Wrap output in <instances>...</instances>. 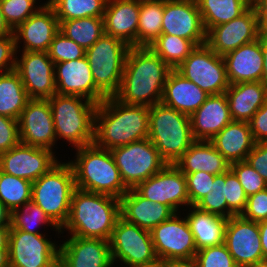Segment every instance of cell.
Listing matches in <instances>:
<instances>
[{"mask_svg": "<svg viewBox=\"0 0 267 267\" xmlns=\"http://www.w3.org/2000/svg\"><path fill=\"white\" fill-rule=\"evenodd\" d=\"M171 70L148 46H131L114 97L126 104L153 106L161 102Z\"/></svg>", "mask_w": 267, "mask_h": 267, "instance_id": "cell-1", "label": "cell"}, {"mask_svg": "<svg viewBox=\"0 0 267 267\" xmlns=\"http://www.w3.org/2000/svg\"><path fill=\"white\" fill-rule=\"evenodd\" d=\"M149 106L126 104L106 97L95 112L94 144L111 150L148 138Z\"/></svg>", "mask_w": 267, "mask_h": 267, "instance_id": "cell-2", "label": "cell"}, {"mask_svg": "<svg viewBox=\"0 0 267 267\" xmlns=\"http://www.w3.org/2000/svg\"><path fill=\"white\" fill-rule=\"evenodd\" d=\"M120 217V199L76 188L71 198L68 220L60 235L68 231V236L109 241Z\"/></svg>", "mask_w": 267, "mask_h": 267, "instance_id": "cell-3", "label": "cell"}, {"mask_svg": "<svg viewBox=\"0 0 267 267\" xmlns=\"http://www.w3.org/2000/svg\"><path fill=\"white\" fill-rule=\"evenodd\" d=\"M74 151L75 156L68 162L74 171L76 188L118 199L129 190L121 179L110 150L92 143Z\"/></svg>", "mask_w": 267, "mask_h": 267, "instance_id": "cell-4", "label": "cell"}, {"mask_svg": "<svg viewBox=\"0 0 267 267\" xmlns=\"http://www.w3.org/2000/svg\"><path fill=\"white\" fill-rule=\"evenodd\" d=\"M56 133L59 140L69 144L72 150L94 142L95 112L97 105L76 95L56 93L48 98Z\"/></svg>", "mask_w": 267, "mask_h": 267, "instance_id": "cell-5", "label": "cell"}, {"mask_svg": "<svg viewBox=\"0 0 267 267\" xmlns=\"http://www.w3.org/2000/svg\"><path fill=\"white\" fill-rule=\"evenodd\" d=\"M149 140L167 164L176 163L195 142L190 116L162 102L149 107Z\"/></svg>", "mask_w": 267, "mask_h": 267, "instance_id": "cell-6", "label": "cell"}, {"mask_svg": "<svg viewBox=\"0 0 267 267\" xmlns=\"http://www.w3.org/2000/svg\"><path fill=\"white\" fill-rule=\"evenodd\" d=\"M60 160L47 173L32 182L31 201L61 230L68 220L76 185L71 164L67 160L63 162L62 158Z\"/></svg>", "mask_w": 267, "mask_h": 267, "instance_id": "cell-7", "label": "cell"}, {"mask_svg": "<svg viewBox=\"0 0 267 267\" xmlns=\"http://www.w3.org/2000/svg\"><path fill=\"white\" fill-rule=\"evenodd\" d=\"M129 49L123 40L106 33L86 49L94 83L106 97L114 96L119 90Z\"/></svg>", "mask_w": 267, "mask_h": 267, "instance_id": "cell-8", "label": "cell"}, {"mask_svg": "<svg viewBox=\"0 0 267 267\" xmlns=\"http://www.w3.org/2000/svg\"><path fill=\"white\" fill-rule=\"evenodd\" d=\"M114 266L149 267L159 263L151 232L119 218L109 239Z\"/></svg>", "mask_w": 267, "mask_h": 267, "instance_id": "cell-9", "label": "cell"}, {"mask_svg": "<svg viewBox=\"0 0 267 267\" xmlns=\"http://www.w3.org/2000/svg\"><path fill=\"white\" fill-rule=\"evenodd\" d=\"M110 151L128 189L135 188L167 165L149 138L115 147Z\"/></svg>", "mask_w": 267, "mask_h": 267, "instance_id": "cell-10", "label": "cell"}, {"mask_svg": "<svg viewBox=\"0 0 267 267\" xmlns=\"http://www.w3.org/2000/svg\"><path fill=\"white\" fill-rule=\"evenodd\" d=\"M176 212L151 232L155 253L161 263L193 262L197 248L185 215Z\"/></svg>", "mask_w": 267, "mask_h": 267, "instance_id": "cell-11", "label": "cell"}, {"mask_svg": "<svg viewBox=\"0 0 267 267\" xmlns=\"http://www.w3.org/2000/svg\"><path fill=\"white\" fill-rule=\"evenodd\" d=\"M175 70L209 95L223 94L229 87L223 56L207 44L197 46Z\"/></svg>", "mask_w": 267, "mask_h": 267, "instance_id": "cell-12", "label": "cell"}, {"mask_svg": "<svg viewBox=\"0 0 267 267\" xmlns=\"http://www.w3.org/2000/svg\"><path fill=\"white\" fill-rule=\"evenodd\" d=\"M51 235L10 230V267H58L59 240Z\"/></svg>", "mask_w": 267, "mask_h": 267, "instance_id": "cell-13", "label": "cell"}, {"mask_svg": "<svg viewBox=\"0 0 267 267\" xmlns=\"http://www.w3.org/2000/svg\"><path fill=\"white\" fill-rule=\"evenodd\" d=\"M134 189L144 198L168 205L175 212H183L190 206L186 176L174 164H167Z\"/></svg>", "mask_w": 267, "mask_h": 267, "instance_id": "cell-14", "label": "cell"}, {"mask_svg": "<svg viewBox=\"0 0 267 267\" xmlns=\"http://www.w3.org/2000/svg\"><path fill=\"white\" fill-rule=\"evenodd\" d=\"M224 244L238 267H259L263 263L258 222L246 220L241 215L230 217Z\"/></svg>", "mask_w": 267, "mask_h": 267, "instance_id": "cell-15", "label": "cell"}, {"mask_svg": "<svg viewBox=\"0 0 267 267\" xmlns=\"http://www.w3.org/2000/svg\"><path fill=\"white\" fill-rule=\"evenodd\" d=\"M20 54V55H18ZM15 70L30 99H48L56 92L55 64L47 52H17Z\"/></svg>", "mask_w": 267, "mask_h": 267, "instance_id": "cell-16", "label": "cell"}, {"mask_svg": "<svg viewBox=\"0 0 267 267\" xmlns=\"http://www.w3.org/2000/svg\"><path fill=\"white\" fill-rule=\"evenodd\" d=\"M56 155L50 149L20 142L0 154V171L34 182L59 162Z\"/></svg>", "mask_w": 267, "mask_h": 267, "instance_id": "cell-17", "label": "cell"}, {"mask_svg": "<svg viewBox=\"0 0 267 267\" xmlns=\"http://www.w3.org/2000/svg\"><path fill=\"white\" fill-rule=\"evenodd\" d=\"M18 126L21 143L56 153V133L48 99H30L21 112Z\"/></svg>", "mask_w": 267, "mask_h": 267, "instance_id": "cell-18", "label": "cell"}, {"mask_svg": "<svg viewBox=\"0 0 267 267\" xmlns=\"http://www.w3.org/2000/svg\"><path fill=\"white\" fill-rule=\"evenodd\" d=\"M161 34L174 35L206 44V31L196 0H164Z\"/></svg>", "mask_w": 267, "mask_h": 267, "instance_id": "cell-19", "label": "cell"}, {"mask_svg": "<svg viewBox=\"0 0 267 267\" xmlns=\"http://www.w3.org/2000/svg\"><path fill=\"white\" fill-rule=\"evenodd\" d=\"M261 36L255 8L251 5L243 14L233 20L212 27L206 33V44L218 55L253 42Z\"/></svg>", "mask_w": 267, "mask_h": 267, "instance_id": "cell-20", "label": "cell"}, {"mask_svg": "<svg viewBox=\"0 0 267 267\" xmlns=\"http://www.w3.org/2000/svg\"><path fill=\"white\" fill-rule=\"evenodd\" d=\"M59 243L58 267H114L109 241L99 238L64 237Z\"/></svg>", "mask_w": 267, "mask_h": 267, "instance_id": "cell-21", "label": "cell"}, {"mask_svg": "<svg viewBox=\"0 0 267 267\" xmlns=\"http://www.w3.org/2000/svg\"><path fill=\"white\" fill-rule=\"evenodd\" d=\"M55 83L56 92L61 95L81 96L96 104L106 98L94 83L86 56L55 63Z\"/></svg>", "mask_w": 267, "mask_h": 267, "instance_id": "cell-22", "label": "cell"}, {"mask_svg": "<svg viewBox=\"0 0 267 267\" xmlns=\"http://www.w3.org/2000/svg\"><path fill=\"white\" fill-rule=\"evenodd\" d=\"M58 31L59 21L54 9L52 7H41L13 30L16 51L47 52ZM21 44L23 45L22 48H20Z\"/></svg>", "mask_w": 267, "mask_h": 267, "instance_id": "cell-23", "label": "cell"}, {"mask_svg": "<svg viewBox=\"0 0 267 267\" xmlns=\"http://www.w3.org/2000/svg\"><path fill=\"white\" fill-rule=\"evenodd\" d=\"M232 121L227 95H210L190 115L193 138L195 141H210Z\"/></svg>", "mask_w": 267, "mask_h": 267, "instance_id": "cell-24", "label": "cell"}, {"mask_svg": "<svg viewBox=\"0 0 267 267\" xmlns=\"http://www.w3.org/2000/svg\"><path fill=\"white\" fill-rule=\"evenodd\" d=\"M176 212L168 205L152 202L141 196L134 188L120 198V215L125 221L151 231Z\"/></svg>", "mask_w": 267, "mask_h": 267, "instance_id": "cell-25", "label": "cell"}, {"mask_svg": "<svg viewBox=\"0 0 267 267\" xmlns=\"http://www.w3.org/2000/svg\"><path fill=\"white\" fill-rule=\"evenodd\" d=\"M140 0H107L103 23L105 33L130 47L137 46Z\"/></svg>", "mask_w": 267, "mask_h": 267, "instance_id": "cell-26", "label": "cell"}, {"mask_svg": "<svg viewBox=\"0 0 267 267\" xmlns=\"http://www.w3.org/2000/svg\"><path fill=\"white\" fill-rule=\"evenodd\" d=\"M229 84L260 81L264 66L261 36L223 56Z\"/></svg>", "mask_w": 267, "mask_h": 267, "instance_id": "cell-27", "label": "cell"}, {"mask_svg": "<svg viewBox=\"0 0 267 267\" xmlns=\"http://www.w3.org/2000/svg\"><path fill=\"white\" fill-rule=\"evenodd\" d=\"M209 96L192 81L172 69L167 76L161 102L190 116Z\"/></svg>", "mask_w": 267, "mask_h": 267, "instance_id": "cell-28", "label": "cell"}, {"mask_svg": "<svg viewBox=\"0 0 267 267\" xmlns=\"http://www.w3.org/2000/svg\"><path fill=\"white\" fill-rule=\"evenodd\" d=\"M225 94L233 121L249 122L267 101V90L260 81L229 84Z\"/></svg>", "mask_w": 267, "mask_h": 267, "instance_id": "cell-29", "label": "cell"}, {"mask_svg": "<svg viewBox=\"0 0 267 267\" xmlns=\"http://www.w3.org/2000/svg\"><path fill=\"white\" fill-rule=\"evenodd\" d=\"M210 142L230 164L246 161L256 144L249 123L240 121L229 123Z\"/></svg>", "mask_w": 267, "mask_h": 267, "instance_id": "cell-30", "label": "cell"}, {"mask_svg": "<svg viewBox=\"0 0 267 267\" xmlns=\"http://www.w3.org/2000/svg\"><path fill=\"white\" fill-rule=\"evenodd\" d=\"M174 165L185 175L198 171L220 175L230 169V163L210 141H195Z\"/></svg>", "mask_w": 267, "mask_h": 267, "instance_id": "cell-31", "label": "cell"}, {"mask_svg": "<svg viewBox=\"0 0 267 267\" xmlns=\"http://www.w3.org/2000/svg\"><path fill=\"white\" fill-rule=\"evenodd\" d=\"M187 209L182 215L188 211L184 215L193 233L197 251L224 243L227 218L202 211L196 206H189Z\"/></svg>", "mask_w": 267, "mask_h": 267, "instance_id": "cell-32", "label": "cell"}, {"mask_svg": "<svg viewBox=\"0 0 267 267\" xmlns=\"http://www.w3.org/2000/svg\"><path fill=\"white\" fill-rule=\"evenodd\" d=\"M29 100L20 75L15 69L0 74V115L18 120Z\"/></svg>", "mask_w": 267, "mask_h": 267, "instance_id": "cell-33", "label": "cell"}, {"mask_svg": "<svg viewBox=\"0 0 267 267\" xmlns=\"http://www.w3.org/2000/svg\"><path fill=\"white\" fill-rule=\"evenodd\" d=\"M206 33L217 25L227 23L243 14L252 0H196Z\"/></svg>", "mask_w": 267, "mask_h": 267, "instance_id": "cell-34", "label": "cell"}, {"mask_svg": "<svg viewBox=\"0 0 267 267\" xmlns=\"http://www.w3.org/2000/svg\"><path fill=\"white\" fill-rule=\"evenodd\" d=\"M164 0H140L137 46H149L161 35Z\"/></svg>", "mask_w": 267, "mask_h": 267, "instance_id": "cell-35", "label": "cell"}, {"mask_svg": "<svg viewBox=\"0 0 267 267\" xmlns=\"http://www.w3.org/2000/svg\"><path fill=\"white\" fill-rule=\"evenodd\" d=\"M59 31L86 50L105 33L103 17L59 21Z\"/></svg>", "mask_w": 267, "mask_h": 267, "instance_id": "cell-36", "label": "cell"}, {"mask_svg": "<svg viewBox=\"0 0 267 267\" xmlns=\"http://www.w3.org/2000/svg\"><path fill=\"white\" fill-rule=\"evenodd\" d=\"M10 225V230H21L33 234H48L46 233L48 231L47 227H51V231L54 229L53 231L58 234L57 238H61L59 237V234L61 233L60 229L33 201H29L24 207L17 208L11 212ZM40 227L43 228L44 231L46 228L47 231H45L44 233L43 231H41L42 229Z\"/></svg>", "mask_w": 267, "mask_h": 267, "instance_id": "cell-37", "label": "cell"}, {"mask_svg": "<svg viewBox=\"0 0 267 267\" xmlns=\"http://www.w3.org/2000/svg\"><path fill=\"white\" fill-rule=\"evenodd\" d=\"M148 47L171 69H176L197 46L182 37L161 34Z\"/></svg>", "mask_w": 267, "mask_h": 267, "instance_id": "cell-38", "label": "cell"}, {"mask_svg": "<svg viewBox=\"0 0 267 267\" xmlns=\"http://www.w3.org/2000/svg\"><path fill=\"white\" fill-rule=\"evenodd\" d=\"M32 200V182L0 171V202L10 211Z\"/></svg>", "mask_w": 267, "mask_h": 267, "instance_id": "cell-39", "label": "cell"}, {"mask_svg": "<svg viewBox=\"0 0 267 267\" xmlns=\"http://www.w3.org/2000/svg\"><path fill=\"white\" fill-rule=\"evenodd\" d=\"M107 0H54L58 21L84 17H103Z\"/></svg>", "mask_w": 267, "mask_h": 267, "instance_id": "cell-40", "label": "cell"}, {"mask_svg": "<svg viewBox=\"0 0 267 267\" xmlns=\"http://www.w3.org/2000/svg\"><path fill=\"white\" fill-rule=\"evenodd\" d=\"M0 5L2 15L12 30L42 7L35 0H2Z\"/></svg>", "mask_w": 267, "mask_h": 267, "instance_id": "cell-41", "label": "cell"}, {"mask_svg": "<svg viewBox=\"0 0 267 267\" xmlns=\"http://www.w3.org/2000/svg\"><path fill=\"white\" fill-rule=\"evenodd\" d=\"M225 173L214 176L211 191L195 206L205 212L216 214L228 219V206L224 196Z\"/></svg>", "mask_w": 267, "mask_h": 267, "instance_id": "cell-42", "label": "cell"}, {"mask_svg": "<svg viewBox=\"0 0 267 267\" xmlns=\"http://www.w3.org/2000/svg\"><path fill=\"white\" fill-rule=\"evenodd\" d=\"M47 53L55 64L81 59L85 57L86 50L58 31L54 36Z\"/></svg>", "mask_w": 267, "mask_h": 267, "instance_id": "cell-43", "label": "cell"}, {"mask_svg": "<svg viewBox=\"0 0 267 267\" xmlns=\"http://www.w3.org/2000/svg\"><path fill=\"white\" fill-rule=\"evenodd\" d=\"M224 196L228 206V219L241 215L246 208L248 197L231 169L225 173Z\"/></svg>", "mask_w": 267, "mask_h": 267, "instance_id": "cell-44", "label": "cell"}, {"mask_svg": "<svg viewBox=\"0 0 267 267\" xmlns=\"http://www.w3.org/2000/svg\"><path fill=\"white\" fill-rule=\"evenodd\" d=\"M193 263L196 267H238L224 243L198 250Z\"/></svg>", "mask_w": 267, "mask_h": 267, "instance_id": "cell-45", "label": "cell"}, {"mask_svg": "<svg viewBox=\"0 0 267 267\" xmlns=\"http://www.w3.org/2000/svg\"><path fill=\"white\" fill-rule=\"evenodd\" d=\"M230 169L237 176L247 197L267 188V182L247 161L234 162Z\"/></svg>", "mask_w": 267, "mask_h": 267, "instance_id": "cell-46", "label": "cell"}, {"mask_svg": "<svg viewBox=\"0 0 267 267\" xmlns=\"http://www.w3.org/2000/svg\"><path fill=\"white\" fill-rule=\"evenodd\" d=\"M185 176L190 206H195L209 191H211L215 175L204 171H198L186 174Z\"/></svg>", "mask_w": 267, "mask_h": 267, "instance_id": "cell-47", "label": "cell"}, {"mask_svg": "<svg viewBox=\"0 0 267 267\" xmlns=\"http://www.w3.org/2000/svg\"><path fill=\"white\" fill-rule=\"evenodd\" d=\"M241 216L254 222L267 220V188L248 196L246 208Z\"/></svg>", "mask_w": 267, "mask_h": 267, "instance_id": "cell-48", "label": "cell"}, {"mask_svg": "<svg viewBox=\"0 0 267 267\" xmlns=\"http://www.w3.org/2000/svg\"><path fill=\"white\" fill-rule=\"evenodd\" d=\"M18 120L0 115V154L19 144Z\"/></svg>", "mask_w": 267, "mask_h": 267, "instance_id": "cell-49", "label": "cell"}, {"mask_svg": "<svg viewBox=\"0 0 267 267\" xmlns=\"http://www.w3.org/2000/svg\"><path fill=\"white\" fill-rule=\"evenodd\" d=\"M16 53L14 35L0 37V74L15 69Z\"/></svg>", "mask_w": 267, "mask_h": 267, "instance_id": "cell-50", "label": "cell"}, {"mask_svg": "<svg viewBox=\"0 0 267 267\" xmlns=\"http://www.w3.org/2000/svg\"><path fill=\"white\" fill-rule=\"evenodd\" d=\"M254 141L267 142V101L248 122Z\"/></svg>", "mask_w": 267, "mask_h": 267, "instance_id": "cell-51", "label": "cell"}, {"mask_svg": "<svg viewBox=\"0 0 267 267\" xmlns=\"http://www.w3.org/2000/svg\"><path fill=\"white\" fill-rule=\"evenodd\" d=\"M246 161L258 171L267 182V142H257Z\"/></svg>", "mask_w": 267, "mask_h": 267, "instance_id": "cell-52", "label": "cell"}, {"mask_svg": "<svg viewBox=\"0 0 267 267\" xmlns=\"http://www.w3.org/2000/svg\"><path fill=\"white\" fill-rule=\"evenodd\" d=\"M251 5L256 10L261 35L267 36V0H252Z\"/></svg>", "mask_w": 267, "mask_h": 267, "instance_id": "cell-53", "label": "cell"}, {"mask_svg": "<svg viewBox=\"0 0 267 267\" xmlns=\"http://www.w3.org/2000/svg\"><path fill=\"white\" fill-rule=\"evenodd\" d=\"M261 50L264 59V66L260 82L267 90V36L261 35Z\"/></svg>", "mask_w": 267, "mask_h": 267, "instance_id": "cell-54", "label": "cell"}, {"mask_svg": "<svg viewBox=\"0 0 267 267\" xmlns=\"http://www.w3.org/2000/svg\"><path fill=\"white\" fill-rule=\"evenodd\" d=\"M260 240L263 253V262H267V220L258 222Z\"/></svg>", "mask_w": 267, "mask_h": 267, "instance_id": "cell-55", "label": "cell"}, {"mask_svg": "<svg viewBox=\"0 0 267 267\" xmlns=\"http://www.w3.org/2000/svg\"><path fill=\"white\" fill-rule=\"evenodd\" d=\"M10 224L0 225V250H9Z\"/></svg>", "mask_w": 267, "mask_h": 267, "instance_id": "cell-56", "label": "cell"}, {"mask_svg": "<svg viewBox=\"0 0 267 267\" xmlns=\"http://www.w3.org/2000/svg\"><path fill=\"white\" fill-rule=\"evenodd\" d=\"M7 35H14V34H13V30L6 23L2 15L1 5H0V37L7 36Z\"/></svg>", "mask_w": 267, "mask_h": 267, "instance_id": "cell-57", "label": "cell"}, {"mask_svg": "<svg viewBox=\"0 0 267 267\" xmlns=\"http://www.w3.org/2000/svg\"><path fill=\"white\" fill-rule=\"evenodd\" d=\"M11 212L0 202V225L10 224Z\"/></svg>", "mask_w": 267, "mask_h": 267, "instance_id": "cell-58", "label": "cell"}, {"mask_svg": "<svg viewBox=\"0 0 267 267\" xmlns=\"http://www.w3.org/2000/svg\"><path fill=\"white\" fill-rule=\"evenodd\" d=\"M0 267H10L9 250H0Z\"/></svg>", "mask_w": 267, "mask_h": 267, "instance_id": "cell-59", "label": "cell"}, {"mask_svg": "<svg viewBox=\"0 0 267 267\" xmlns=\"http://www.w3.org/2000/svg\"><path fill=\"white\" fill-rule=\"evenodd\" d=\"M165 267H196L193 262H170L165 263Z\"/></svg>", "mask_w": 267, "mask_h": 267, "instance_id": "cell-60", "label": "cell"}, {"mask_svg": "<svg viewBox=\"0 0 267 267\" xmlns=\"http://www.w3.org/2000/svg\"><path fill=\"white\" fill-rule=\"evenodd\" d=\"M37 3H39L42 7H52L54 0H46V2H42L40 0H35ZM41 2V3H40Z\"/></svg>", "mask_w": 267, "mask_h": 267, "instance_id": "cell-61", "label": "cell"}, {"mask_svg": "<svg viewBox=\"0 0 267 267\" xmlns=\"http://www.w3.org/2000/svg\"><path fill=\"white\" fill-rule=\"evenodd\" d=\"M149 267H165V263L159 262V263H157V264H155L153 266H149Z\"/></svg>", "mask_w": 267, "mask_h": 267, "instance_id": "cell-62", "label": "cell"}, {"mask_svg": "<svg viewBox=\"0 0 267 267\" xmlns=\"http://www.w3.org/2000/svg\"><path fill=\"white\" fill-rule=\"evenodd\" d=\"M259 267H267V262H263Z\"/></svg>", "mask_w": 267, "mask_h": 267, "instance_id": "cell-63", "label": "cell"}]
</instances>
